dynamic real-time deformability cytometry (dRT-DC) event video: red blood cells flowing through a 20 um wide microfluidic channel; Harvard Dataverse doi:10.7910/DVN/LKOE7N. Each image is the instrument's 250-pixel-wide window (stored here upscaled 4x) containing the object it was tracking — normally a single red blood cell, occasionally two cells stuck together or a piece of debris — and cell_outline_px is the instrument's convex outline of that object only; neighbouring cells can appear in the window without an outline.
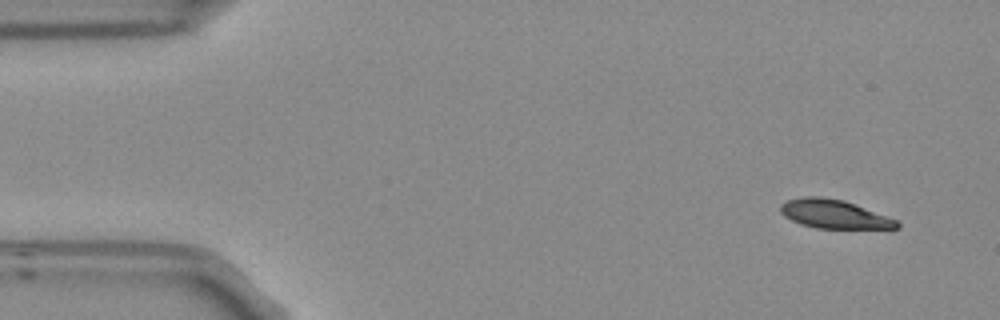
{"species": "Egyptian fruit bat (a non-hibernating species)", "species_latin": "Rousettus aegyptiacus", "temperature_condition": "room temperature", "stored_images_in_passage": 4, "camera_frame_rate_fps": 3000, "um_per_image_px": 0.085, "frame": {"image": 1, "passage_image": 1, "time_ms": 0.0, "image_size_px": [1000, 320], "cell_outline_px": [[900, 228], [816, 228], [800, 224], [784, 216], [780, 212], [780, 204], [788, 200], [804, 196], [820, 196], [844, 200], [896, 220], [900, 224]], "centroid_in_image_um": [70.85, 18.19], "position_along_channel_um": 14.2, "area_um2": 19.25}}
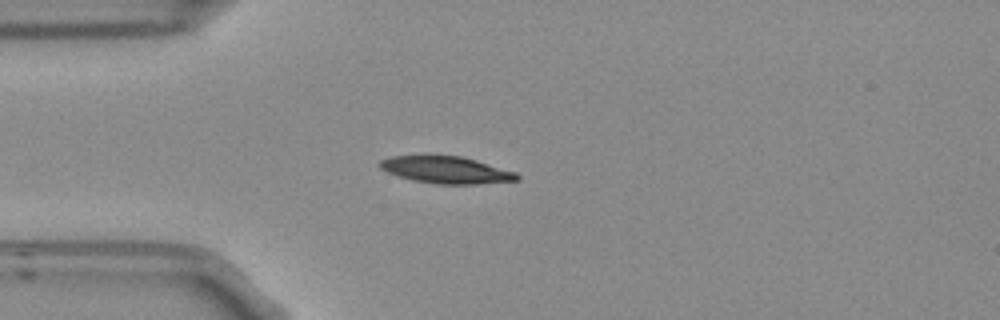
{"frame": {"image": 2, "passage_image": 4, "time_ms": 1.0, "image_size_px": [1000, 320], "cell_outline_px": [[520, 180], [476, 184], [436, 184], [412, 180], [388, 172], [380, 168], [380, 160], [392, 156], [424, 152], [428, 152], [460, 156], [476, 160], [516, 172], [520, 176]], "centroid_in_image_um": [37.88, 14.39], "position_along_channel_um": 47.1, "area_um2": 22.37}}